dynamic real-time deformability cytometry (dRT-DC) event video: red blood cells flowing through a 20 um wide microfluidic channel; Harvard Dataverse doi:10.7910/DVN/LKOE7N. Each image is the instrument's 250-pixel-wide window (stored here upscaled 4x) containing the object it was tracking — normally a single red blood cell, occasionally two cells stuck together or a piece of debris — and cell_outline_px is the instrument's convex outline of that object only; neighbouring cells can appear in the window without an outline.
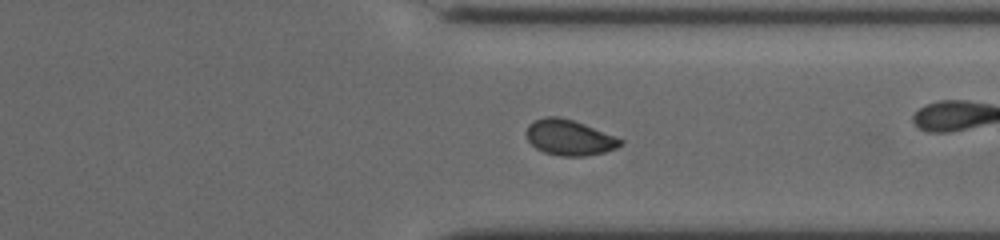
{"species": "common noctule bat (a hibernating species)", "species_latin": "Nyctalus noctula", "temperature_condition": "cold", "stored_images_in_passage": 49, "camera_frame_rate_fps": 3000, "um_per_image_px": 0.085, "animal": {"sex": "female", "body_mass_g": 19.5, "forearm_length_mm": 54.1}, "frame": {"image": 1, "passage_image": 42, "time_ms": 13.667, "image_size_px": [1000, 240], "cell_outline_px": [[624, 144], [616, 148], [604, 152], [584, 156], [560, 156], [544, 152], [536, 148], [528, 140], [528, 124], [544, 116], [560, 116], [584, 124], [616, 136], [624, 140]], "centroid_in_image_um": [48.43, 11.69], "position_along_channel_um": 363.0, "area_um2": 19.42}}